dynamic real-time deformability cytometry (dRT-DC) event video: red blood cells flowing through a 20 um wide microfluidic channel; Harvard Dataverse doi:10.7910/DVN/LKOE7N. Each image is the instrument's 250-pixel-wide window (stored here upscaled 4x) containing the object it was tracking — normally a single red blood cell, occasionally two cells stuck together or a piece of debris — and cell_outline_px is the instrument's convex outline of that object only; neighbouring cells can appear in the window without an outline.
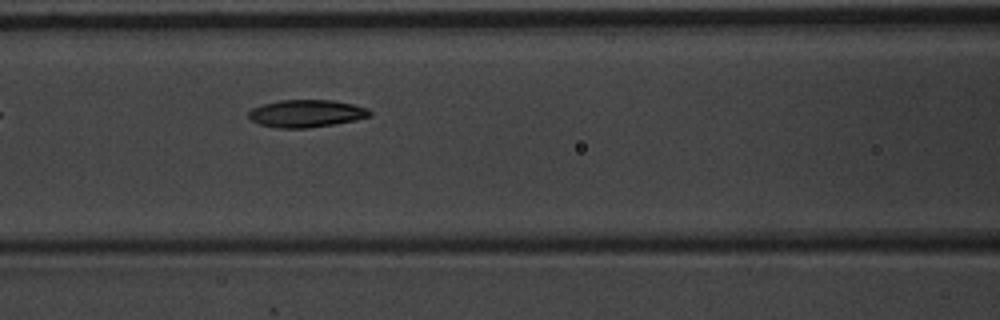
{"species": "common noctule bat (a hibernating species)", "species_latin": "Nyctalus noctula", "temperature_condition": "warm", "stored_images_in_passage": 5, "camera_frame_rate_fps": 3000, "um_per_image_px": 0.085, "animal": {"sex": "male", "body_mass_g": 20.1, "forearm_length_mm": 53.5}, "frame": {"image": 1, "passage_image": 5, "time_ms": 1.333, "image_size_px": [1000, 320], "cell_outline_px": [[372, 116], [356, 120], [308, 128], [276, 128], [260, 124], [252, 120], [248, 116], [248, 112], [252, 108], [264, 104], [280, 100], [332, 100], [352, 104], [368, 108], [372, 112]], "centroid_in_image_um": [26.06, 9.64], "position_along_channel_um": 140.5, "area_um2": 19.36}}